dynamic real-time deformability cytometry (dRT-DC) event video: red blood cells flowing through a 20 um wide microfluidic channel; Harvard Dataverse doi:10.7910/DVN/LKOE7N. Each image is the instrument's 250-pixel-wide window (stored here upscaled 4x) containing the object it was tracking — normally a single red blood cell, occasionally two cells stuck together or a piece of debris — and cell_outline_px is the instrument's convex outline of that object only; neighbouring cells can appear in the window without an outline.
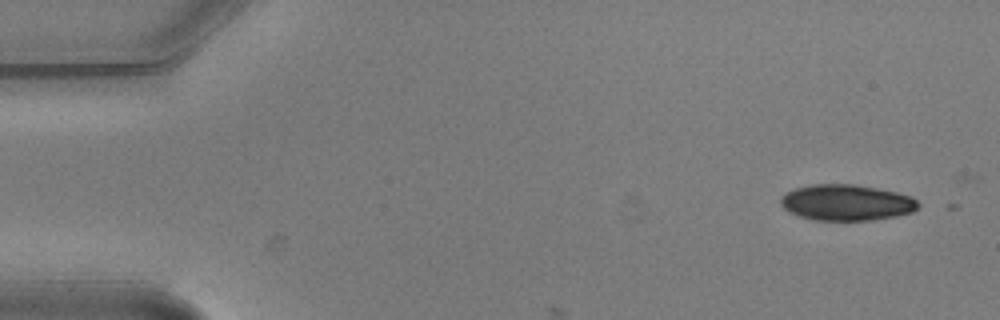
{"species": "common noctule bat (a hibernating species)", "species_latin": "Nyctalus noctula", "temperature_condition": "warm", "stored_images_in_passage": 3, "camera_frame_rate_fps": 3000, "um_per_image_px": 0.085, "animal": {"sex": "male", "body_mass_g": 20.5, "forearm_length_mm": 52.5}, "frame": {"image": 1, "passage_image": 1, "time_ms": 0.0, "image_size_px": [1000, 320], "cell_outline_px": [[920, 204], [912, 212], [896, 216], [872, 220], [812, 220], [788, 212], [780, 204], [780, 196], [784, 192], [796, 188], [812, 184], [856, 184], [896, 192], [912, 196]], "centroid_in_image_um": [71.92, 17.21], "position_along_channel_um": 13.1, "area_um2": 29.02}}